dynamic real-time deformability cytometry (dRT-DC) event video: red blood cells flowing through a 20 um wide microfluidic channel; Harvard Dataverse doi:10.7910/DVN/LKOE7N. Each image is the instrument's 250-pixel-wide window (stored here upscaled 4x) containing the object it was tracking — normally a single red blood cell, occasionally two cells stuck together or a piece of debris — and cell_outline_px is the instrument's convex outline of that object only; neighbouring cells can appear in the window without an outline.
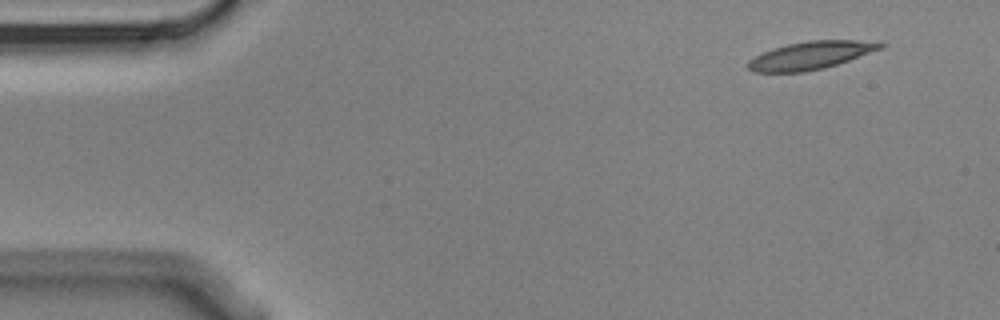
{"species": "Egyptian fruit bat (a non-hibernating species)", "species_latin": "Rousettus aegyptiacus", "temperature_condition": "cold", "stored_images_in_passage": 6, "segment_of_instrument_passage": [2, 2], "camera_frame_rate_fps": 3000, "um_per_image_px": 0.085, "animal": {"sex": "male"}, "frame": {"image": 1, "passage_image": 6, "time_ms": 1.667, "image_size_px": [1000, 320], "cell_outline_px": [[888, 44], [884, 48], [824, 68], [804, 72], [756, 72], [748, 68], [748, 60], [772, 48], [788, 44], [808, 40], [880, 40]], "centroid_in_image_um": [69.0, 4.68], "position_along_channel_um": 16.0, "area_um2": 21.62}}